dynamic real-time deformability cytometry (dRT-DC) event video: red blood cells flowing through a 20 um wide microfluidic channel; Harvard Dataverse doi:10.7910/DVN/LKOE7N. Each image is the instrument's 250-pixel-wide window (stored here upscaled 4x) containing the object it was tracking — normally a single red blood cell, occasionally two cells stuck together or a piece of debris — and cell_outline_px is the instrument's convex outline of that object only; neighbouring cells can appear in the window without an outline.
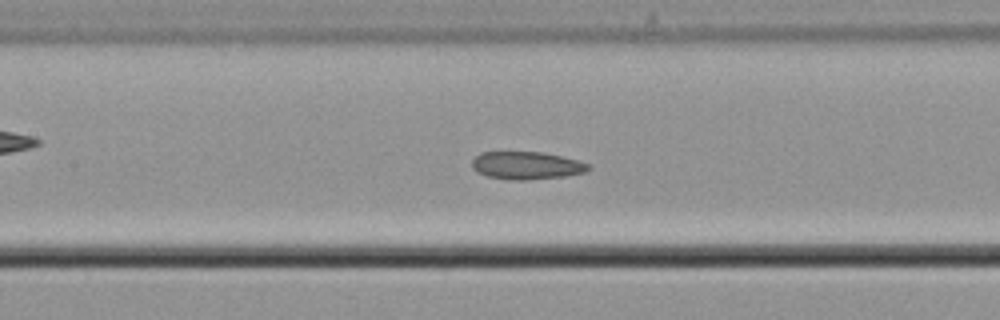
{"species": "common noctule bat (a hibernating species)", "species_latin": "Nyctalus noctula", "temperature_condition": "cold", "stored_images_in_passage": 56, "camera_frame_rate_fps": 3000, "um_per_image_px": 0.085, "animal": {"sex": "male", "body_mass_g": 21.5, "forearm_length_mm": 52.0}, "frame": {"image": 1, "passage_image": 25, "time_ms": 8.0, "image_size_px": [1000, 320], "cell_outline_px": [[592, 168], [584, 172], [568, 176], [528, 180], [508, 180], [488, 176], [476, 172], [472, 168], [472, 160], [480, 152], [540, 152], [560, 156], [576, 160], [588, 164]], "centroid_in_image_um": [44.73, 14.08], "position_along_channel_um": 162.7, "area_um2": 18.84}}